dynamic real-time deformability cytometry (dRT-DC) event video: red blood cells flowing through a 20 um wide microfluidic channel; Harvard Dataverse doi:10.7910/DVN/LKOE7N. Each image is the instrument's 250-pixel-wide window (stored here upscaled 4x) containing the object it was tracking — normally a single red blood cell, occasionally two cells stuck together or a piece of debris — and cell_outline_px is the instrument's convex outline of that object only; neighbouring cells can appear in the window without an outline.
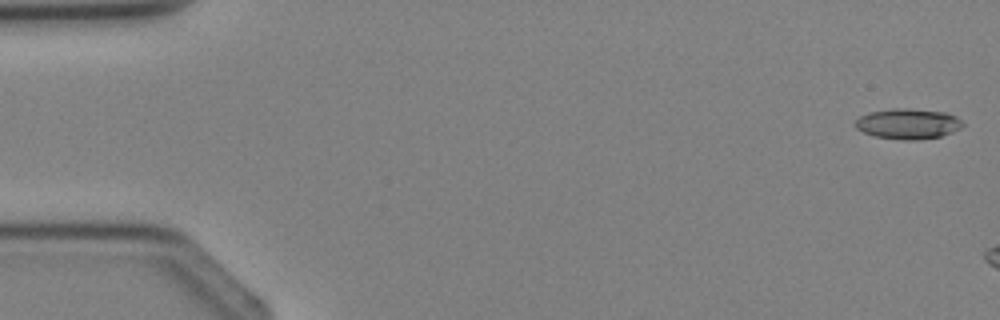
{"species": "Egyptian fruit bat (a non-hibernating species)", "species_latin": "Rousettus aegyptiacus", "temperature_condition": "cold", "stored_images_in_passage": 3, "segment_of_instrument_passage": [2, 2], "camera_frame_rate_fps": 3000, "um_per_image_px": 0.085, "animal": {"sex": "female"}, "frame": {"image": 1, "passage_image": 3, "time_ms": 3.333, "image_size_px": [1000, 320], "cell_outline_px": [[964, 124], [960, 128], [952, 132], [940, 136], [916, 140], [904, 140], [876, 136], [864, 132], [856, 128], [852, 124], [860, 116], [868, 112], [892, 108], [908, 108], [948, 112], [956, 116]], "centroid_in_image_um": [77.16, 10.5], "position_along_channel_um": 7.8, "area_um2": 19.13}}